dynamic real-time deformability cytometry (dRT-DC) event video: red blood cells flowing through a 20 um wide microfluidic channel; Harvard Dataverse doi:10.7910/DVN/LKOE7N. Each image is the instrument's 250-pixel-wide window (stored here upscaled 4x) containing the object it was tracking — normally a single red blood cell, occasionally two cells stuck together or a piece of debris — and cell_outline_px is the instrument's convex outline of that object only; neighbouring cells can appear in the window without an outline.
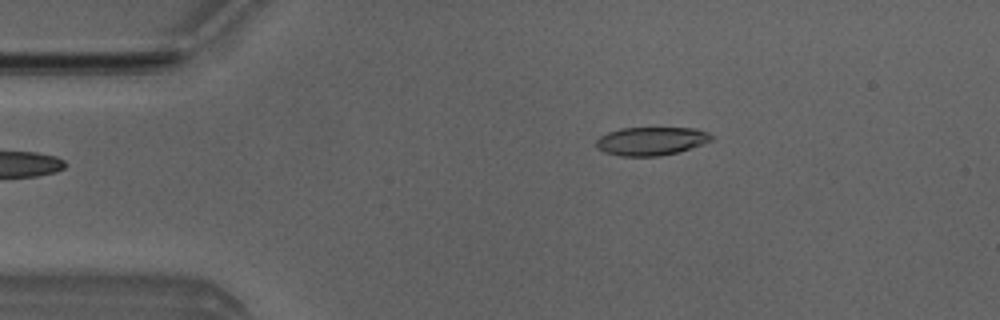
{"species": "Egyptian fruit bat (a non-hibernating species)", "species_latin": "Rousettus aegyptiacus", "temperature_condition": "room temperature", "stored_images_in_passage": 3, "camera_frame_rate_fps": 3000, "um_per_image_px": 0.085, "animal": {"sex": "male"}, "frame": {"image": 1, "passage_image": 3, "time_ms": 2.333, "image_size_px": [1000, 320], "cell_outline_px": [[712, 140], [676, 152], [660, 156], [620, 156], [604, 152], [596, 148], [596, 140], [600, 136], [608, 132], [620, 128], [696, 128], [708, 132], [712, 136]], "centroid_in_image_um": [55.3, 11.99], "position_along_channel_um": 29.7, "area_um2": 18.9}}